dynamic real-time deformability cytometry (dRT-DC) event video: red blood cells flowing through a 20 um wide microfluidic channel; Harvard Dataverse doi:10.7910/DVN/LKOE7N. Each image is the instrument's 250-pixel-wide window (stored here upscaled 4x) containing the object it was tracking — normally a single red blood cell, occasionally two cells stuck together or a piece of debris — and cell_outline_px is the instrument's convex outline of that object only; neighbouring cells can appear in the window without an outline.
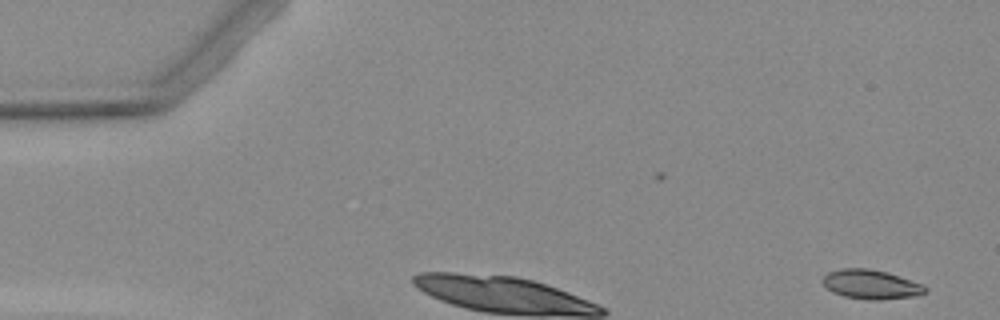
{"species": "Egyptian fruit bat (a non-hibernating species)", "species_latin": "Rousettus aegyptiacus", "temperature_condition": "warm", "stored_images_in_passage": 4, "camera_frame_rate_fps": 3000, "um_per_image_px": 0.085, "animal": {"sex": "female"}, "frame": {"image": 1, "passage_image": 1, "time_ms": 0.0, "image_size_px": [1000, 320], "cell_outline_px": [[928, 292], [916, 296], [880, 300], [868, 300], [844, 296], [832, 292], [820, 280], [828, 272], [840, 268], [868, 268], [888, 272], [924, 284], [928, 288]], "centroid_in_image_um": [74.07, 24.17], "position_along_channel_um": 10.9, "area_um2": 17.8}}
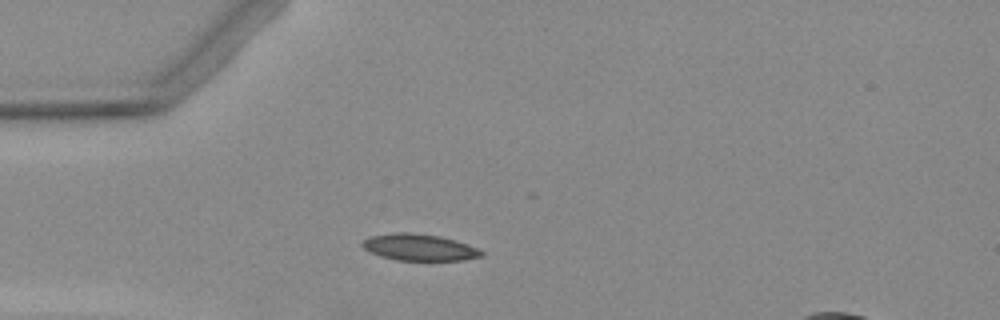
{"frame": {"image": 2, "passage_image": 4, "time_ms": 4.0, "image_size_px": [1000, 320], "cell_outline_px": [[484, 256], [464, 260], [396, 260], [380, 256], [364, 248], [360, 244], [368, 236], [396, 232], [408, 232], [440, 236], [456, 240], [476, 248], [484, 252]], "centroid_in_image_um": [35.63, 21.02], "position_along_channel_um": 49.4, "area_um2": 18.44}}